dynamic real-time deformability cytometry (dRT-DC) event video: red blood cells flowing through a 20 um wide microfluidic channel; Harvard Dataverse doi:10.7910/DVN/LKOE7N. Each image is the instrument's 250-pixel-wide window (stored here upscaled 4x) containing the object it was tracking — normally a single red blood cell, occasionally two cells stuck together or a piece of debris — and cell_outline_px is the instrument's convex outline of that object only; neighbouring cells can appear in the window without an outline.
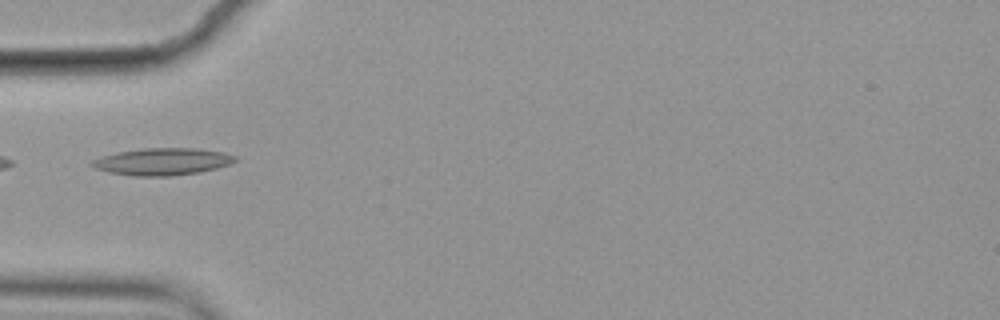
{"species": "common noctule bat (a hibernating species)", "species_latin": "Nyctalus noctula", "temperature_condition": "cold", "stored_images_in_passage": 9, "camera_frame_rate_fps": 3000, "um_per_image_px": 0.085, "animal": {"sex": "female", "body_mass_g": 19.9}, "frame": {"image": 1, "passage_image": 3, "time_ms": 0.667, "image_size_px": [1000, 320], "cell_outline_px": [[236, 160], [228, 164], [216, 168], [200, 172], [172, 176], [136, 176], [108, 172], [96, 168], [88, 164], [92, 160], [100, 156], [116, 152], [144, 148], [196, 148], [224, 152], [236, 156]], "centroid_in_image_um": [13.77, 13.73], "position_along_channel_um": 71.2, "area_um2": 22.66}}
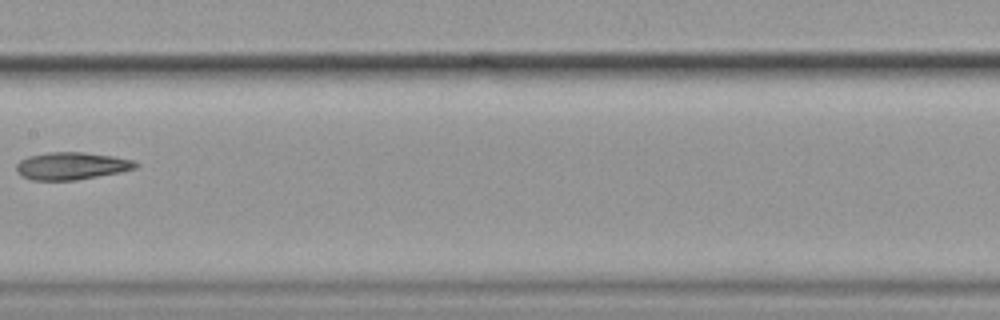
{"frame": {"image": 2, "passage_image": 6, "time_ms": 1.667, "image_size_px": [1000, 320], "cell_outline_px": [[140, 164], [136, 168], [120, 172], [76, 180], [32, 180], [20, 176], [16, 172], [16, 164], [20, 160], [28, 156], [48, 152], [84, 152], [112, 156], [132, 160]], "centroid_in_image_um": [6.05, 14.1], "position_along_channel_um": 201.4, "area_um2": 19.13}}
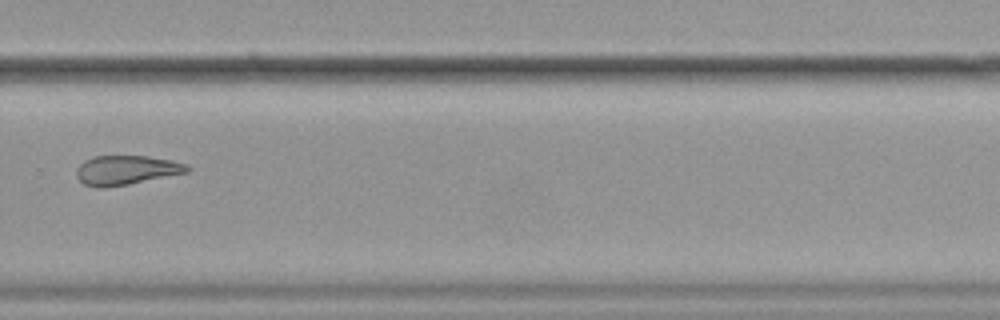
{"frame": {"image": 3, "passage_image": 9, "time_ms": 2.667, "image_size_px": [1000, 320], "cell_outline_px": [[192, 168], [188, 172], [128, 184], [104, 188], [96, 188], [84, 184], [76, 176], [76, 168], [84, 160], [92, 156], [148, 156], [172, 160], [188, 164]], "centroid_in_image_um": [10.72, 14.45], "position_along_channel_um": 319.1, "area_um2": 19.07}}